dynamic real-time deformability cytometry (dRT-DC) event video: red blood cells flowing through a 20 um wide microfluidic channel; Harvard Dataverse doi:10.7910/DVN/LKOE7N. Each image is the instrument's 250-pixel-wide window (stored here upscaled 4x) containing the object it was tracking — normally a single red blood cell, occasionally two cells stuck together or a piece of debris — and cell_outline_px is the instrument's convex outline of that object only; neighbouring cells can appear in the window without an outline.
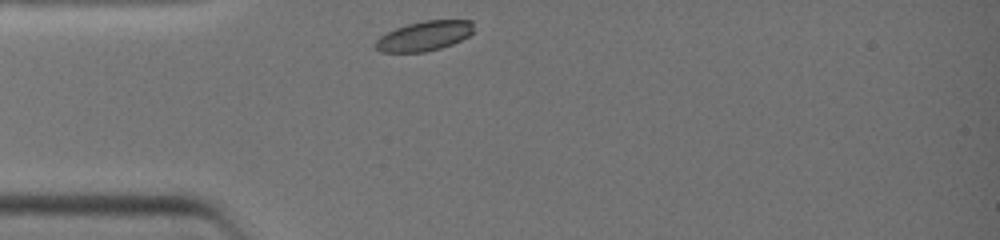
{"species": "common noctule bat (a hibernating species)", "species_latin": "Nyctalus noctula", "temperature_condition": "warm", "stored_images_in_passage": 29, "segment_of_instrument_passage": [1, 2], "camera_frame_rate_fps": 3000, "um_per_image_px": 0.085, "animal": {"sex": "female", "body_mass_g": 19.0, "forearm_length_mm": 51.5}, "frame": {"image": 1, "passage_image": 1, "time_ms": 0.0, "image_size_px": [1000, 240], "cell_outline_px": [[472, 32], [468, 36], [452, 44], [440, 48], [424, 52], [380, 52], [372, 44], [380, 36], [396, 28], [408, 24], [424, 20], [472, 20]], "centroid_in_image_um": [36.02, 3.06], "position_along_channel_um": 49.0, "area_um2": 16.94}}
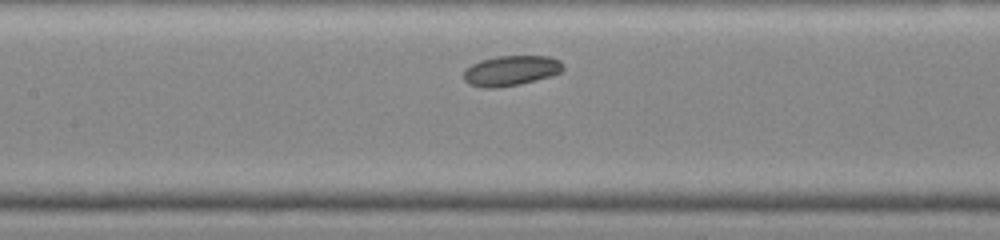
{"frame": {"image": 2, "passage_image": 13, "time_ms": 2.667, "image_size_px": [1000, 240], "cell_outline_px": [[564, 68], [560, 72], [552, 76], [520, 84], [496, 88], [484, 88], [468, 84], [464, 80], [464, 68], [480, 60], [496, 56], [548, 56], [560, 60], [564, 64]], "centroid_in_image_um": [43.42, 6.0], "position_along_channel_um": 164.0, "area_um2": 17.69}}
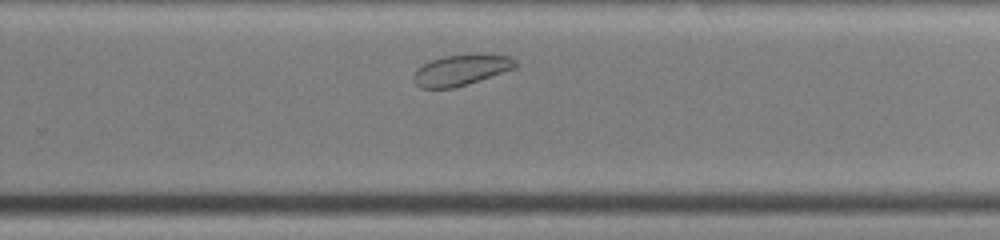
{"frame": {"image": 3, "passage_image": 23, "time_ms": 5.333, "image_size_px": [1000, 240], "cell_outline_px": [[516, 68], [452, 88], [420, 88], [416, 84], [412, 76], [416, 68], [432, 60], [444, 56], [512, 56], [516, 60]], "centroid_in_image_um": [39.13, 5.98], "position_along_channel_um": 290.7, "area_um2": 17.51}}